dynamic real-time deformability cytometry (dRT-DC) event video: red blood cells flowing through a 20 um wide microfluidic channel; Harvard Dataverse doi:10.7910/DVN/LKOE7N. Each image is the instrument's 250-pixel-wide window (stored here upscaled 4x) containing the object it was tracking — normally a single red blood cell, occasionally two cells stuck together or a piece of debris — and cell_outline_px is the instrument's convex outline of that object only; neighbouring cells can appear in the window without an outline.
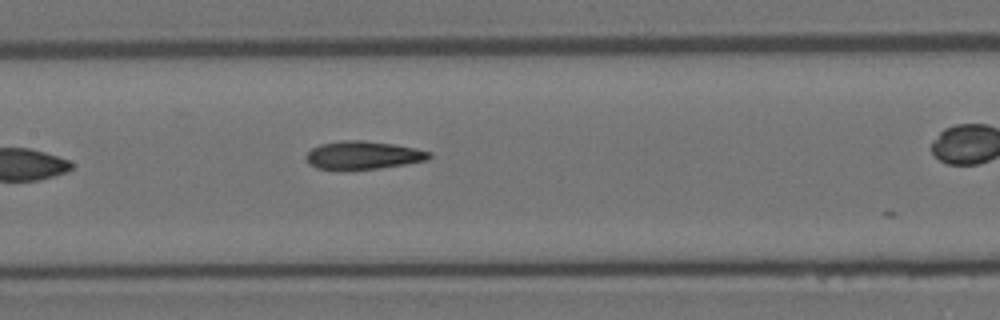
{"species": "Egyptian fruit bat (a non-hibernating species)", "species_latin": "Rousettus aegyptiacus", "temperature_condition": "room temperature", "stored_images_in_passage": 6, "segment_of_instrument_passage": [1, 2], "camera_frame_rate_fps": 3000, "um_per_image_px": 0.085, "animal": {"sex": "female"}, "frame": {"image": 1, "passage_image": 5, "time_ms": 1.333, "image_size_px": [1000, 320], "cell_outline_px": [[432, 156], [428, 160], [380, 168], [316, 168], [308, 164], [304, 156], [312, 148], [320, 144], [344, 140], [364, 140], [392, 144], [416, 148], [432, 152]], "centroid_in_image_um": [30.88, 13.17], "position_along_channel_um": 176.5, "area_um2": 19.88}}